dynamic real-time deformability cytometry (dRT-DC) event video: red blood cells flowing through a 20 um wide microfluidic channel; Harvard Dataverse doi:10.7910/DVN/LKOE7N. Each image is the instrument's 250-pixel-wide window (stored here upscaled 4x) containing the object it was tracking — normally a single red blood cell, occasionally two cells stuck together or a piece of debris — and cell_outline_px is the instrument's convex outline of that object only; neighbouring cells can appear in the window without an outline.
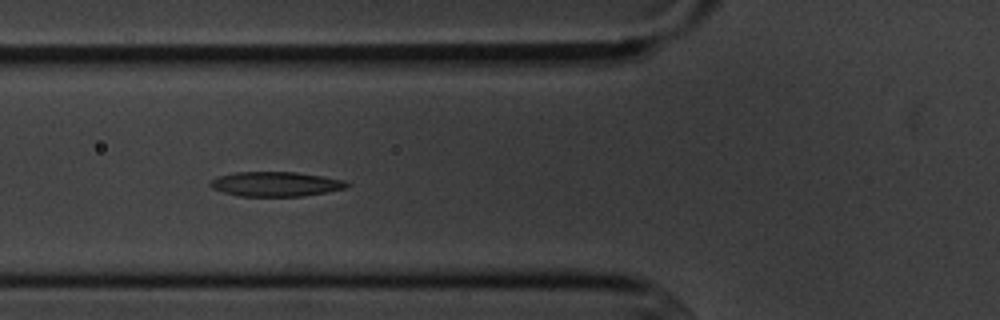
{"species": "common noctule bat (a hibernating species)", "species_latin": "Nyctalus noctula", "temperature_condition": "cold", "stored_images_in_passage": 7, "camera_frame_rate_fps": 3000, "um_per_image_px": 0.085, "animal": {"sex": "male", "body_mass_g": 20.1, "forearm_length_mm": 53.5}, "frame": {"image": 1, "passage_image": 6, "time_ms": 5.667, "image_size_px": [1000, 320], "cell_outline_px": [[352, 184], [348, 188], [328, 192], [304, 196], [240, 196], [224, 192], [212, 188], [208, 184], [212, 180], [220, 176], [236, 172], [296, 172], [344, 180]], "centroid_in_image_um": [23.49, 15.65], "position_along_channel_um": 102.3, "area_um2": 19.59}}
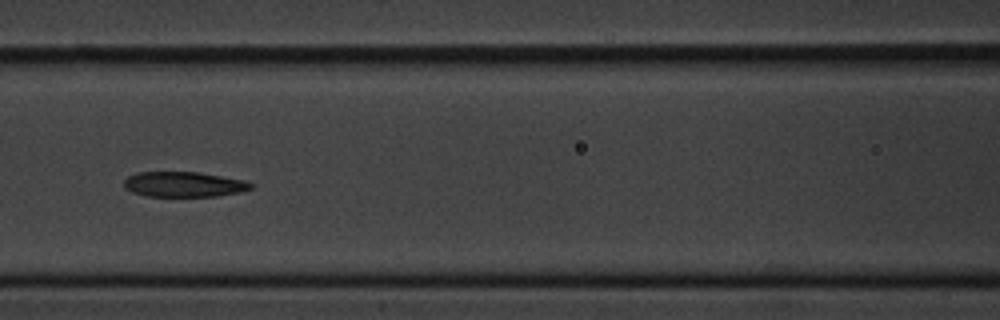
{"frame": {"image": 2, "passage_image": 7, "time_ms": 7.0, "image_size_px": [1000, 320], "cell_outline_px": [[252, 188], [240, 192], [216, 196], [148, 196], [132, 192], [124, 188], [124, 180], [128, 176], [136, 172], [200, 172], [240, 180], [252, 184]], "centroid_in_image_um": [15.56, 15.67], "position_along_channel_um": 151.0, "area_um2": 18.44}}